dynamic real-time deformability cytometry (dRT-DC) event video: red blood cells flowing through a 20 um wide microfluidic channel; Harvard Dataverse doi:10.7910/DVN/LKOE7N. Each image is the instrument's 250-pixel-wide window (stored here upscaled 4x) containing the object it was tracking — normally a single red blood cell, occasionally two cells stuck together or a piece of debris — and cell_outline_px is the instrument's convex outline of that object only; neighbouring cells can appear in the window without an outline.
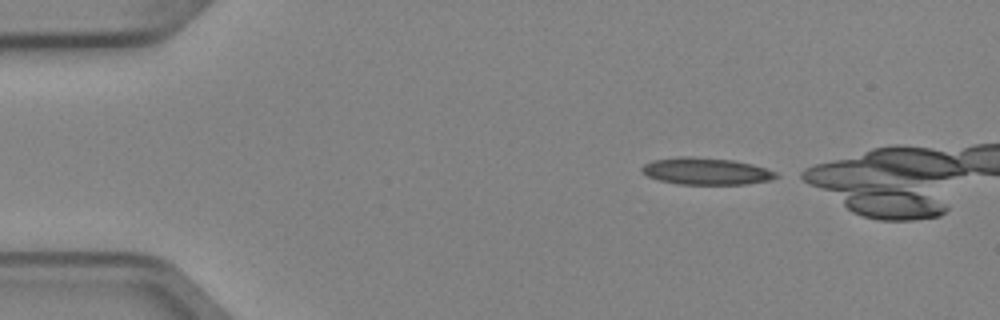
{"species": "Egyptian fruit bat (a non-hibernating species)", "species_latin": "Rousettus aegyptiacus", "temperature_condition": "cold", "stored_images_in_passage": 4, "camera_frame_rate_fps": 3000, "um_per_image_px": 0.085, "animal": {"sex": "female"}, "frame": {"image": 1, "passage_image": 1, "time_ms": 0.0, "image_size_px": [1000, 320], "cell_outline_px": [[780, 176], [772, 180], [748, 184], [680, 184], [660, 180], [648, 176], [640, 172], [640, 168], [644, 164], [652, 160], [676, 156], [692, 156], [732, 160], [752, 164], [776, 172]], "centroid_in_image_um": [60.0, 14.54], "position_along_channel_um": 25.0, "area_um2": 21.21}}